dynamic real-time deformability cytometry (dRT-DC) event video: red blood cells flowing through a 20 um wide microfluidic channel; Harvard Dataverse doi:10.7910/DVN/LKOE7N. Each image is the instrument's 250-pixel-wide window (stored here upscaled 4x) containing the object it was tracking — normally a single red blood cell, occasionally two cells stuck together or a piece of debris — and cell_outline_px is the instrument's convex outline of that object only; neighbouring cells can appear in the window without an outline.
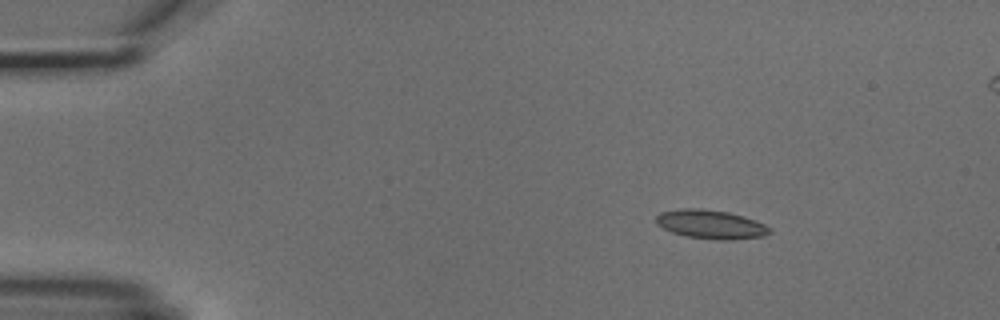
{"species": "common noctule bat (a hibernating species)", "species_latin": "Nyctalus noctula", "temperature_condition": "cold", "stored_images_in_passage": 5, "camera_frame_rate_fps": 3000, "um_per_image_px": 0.085, "animal": {"sex": "male", "body_mass_g": 18.8}, "frame": {"image": 1, "passage_image": 2, "time_ms": 2.0, "image_size_px": [1000, 320], "cell_outline_px": [[772, 232], [764, 236], [732, 240], [716, 240], [688, 236], [672, 232], [656, 224], [656, 216], [660, 212], [680, 208], [700, 208], [728, 212], [744, 216], [756, 220], [772, 228]], "centroid_in_image_um": [60.45, 19.06], "position_along_channel_um": 24.6, "area_um2": 19.25}}